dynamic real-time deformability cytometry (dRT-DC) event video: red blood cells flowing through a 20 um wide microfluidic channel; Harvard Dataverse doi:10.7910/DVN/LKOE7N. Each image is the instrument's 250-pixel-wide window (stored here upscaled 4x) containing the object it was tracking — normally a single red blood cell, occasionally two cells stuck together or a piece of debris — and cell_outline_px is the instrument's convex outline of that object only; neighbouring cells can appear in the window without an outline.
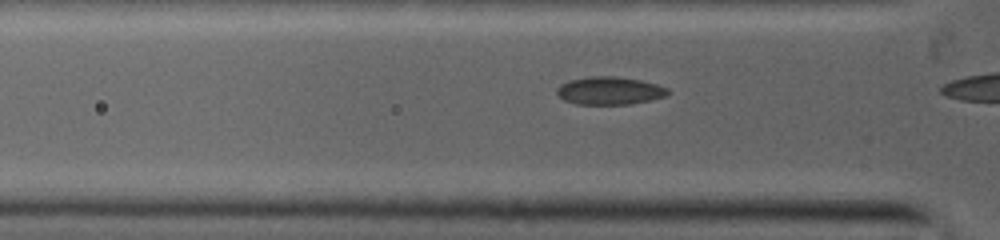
{"species": "common noctule bat (a hibernating species)", "species_latin": "Nyctalus noctula", "temperature_condition": "warm", "stored_images_in_passage": 9, "camera_frame_rate_fps": 5000, "um_per_image_px": 0.085, "animal": {"sex": "female", "body_mass_g": 19.0, "forearm_length_mm": 53.3}, "frame": {"image": 1, "passage_image": 7, "time_ms": 1.2, "image_size_px": [1000, 240], "cell_outline_px": [[668, 92], [664, 96], [648, 100], [628, 104], [580, 104], [564, 100], [556, 92], [556, 88], [560, 84], [572, 80], [596, 76], [612, 76], [640, 80], [656, 84], [668, 88]], "centroid_in_image_um": [51.79, 7.71], "position_along_channel_um": 74.0, "area_um2": 17.57}}